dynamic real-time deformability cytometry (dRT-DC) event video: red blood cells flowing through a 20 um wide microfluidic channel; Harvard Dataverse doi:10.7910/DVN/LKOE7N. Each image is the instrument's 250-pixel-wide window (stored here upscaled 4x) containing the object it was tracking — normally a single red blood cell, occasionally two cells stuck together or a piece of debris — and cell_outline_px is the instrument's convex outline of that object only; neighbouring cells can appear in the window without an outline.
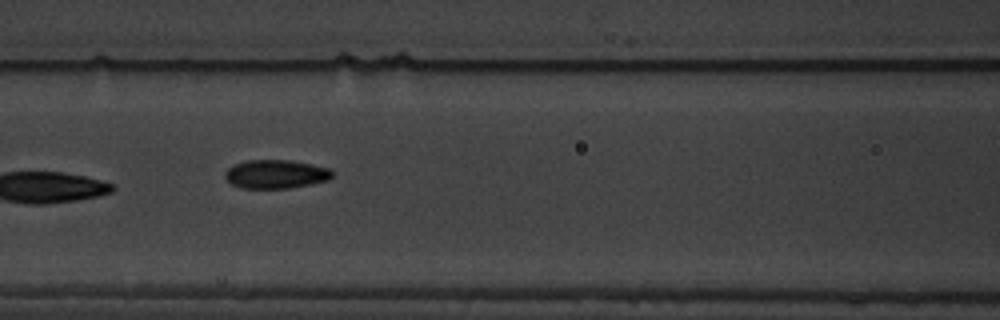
{"species": "common noctule bat (a hibernating species)", "species_latin": "Nyctalus noctula", "temperature_condition": "warm", "stored_images_in_passage": 17, "camera_frame_rate_fps": 3000, "um_per_image_px": 0.085, "animal": {"sex": "male", "body_mass_g": 19.5, "forearm_length_mm": 54.6}, "frame": {"image": 1, "passage_image": 8, "time_ms": 9.0, "image_size_px": [1000, 320], "cell_outline_px": [[332, 176], [328, 180], [288, 188], [240, 188], [232, 184], [224, 176], [224, 172], [232, 164], [244, 160], [288, 160], [328, 168], [332, 172]], "centroid_in_image_um": [23.36, 14.79], "position_along_channel_um": 143.2, "area_um2": 17.74}}